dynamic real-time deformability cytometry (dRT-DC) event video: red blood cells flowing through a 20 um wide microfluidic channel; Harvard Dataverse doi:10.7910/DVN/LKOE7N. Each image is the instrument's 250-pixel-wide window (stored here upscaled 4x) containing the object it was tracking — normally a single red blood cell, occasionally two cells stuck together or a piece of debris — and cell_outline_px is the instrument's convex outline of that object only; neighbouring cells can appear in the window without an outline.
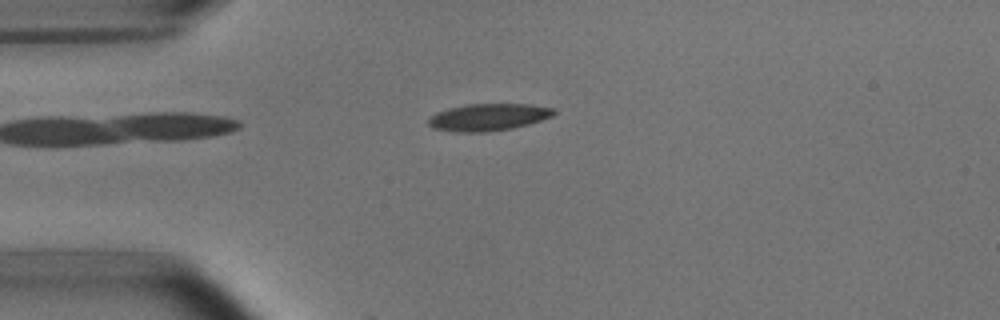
{"species": "common noctule bat (a hibernating species)", "species_latin": "Nyctalus noctula", "temperature_condition": "room temperature", "stored_images_in_passage": 6, "camera_frame_rate_fps": 3000, "um_per_image_px": 0.085, "animal": {"sex": "male", "body_mass_g": 15.6}, "frame": {"image": 1, "passage_image": 3, "time_ms": 2.333, "image_size_px": [1000, 320], "cell_outline_px": [[556, 112], [552, 116], [528, 124], [512, 128], [484, 132], [452, 132], [432, 128], [428, 124], [428, 120], [436, 112], [448, 108], [468, 104], [528, 104], [552, 108]], "centroid_in_image_um": [41.46, 9.96], "position_along_channel_um": 43.5, "area_um2": 19.71}}
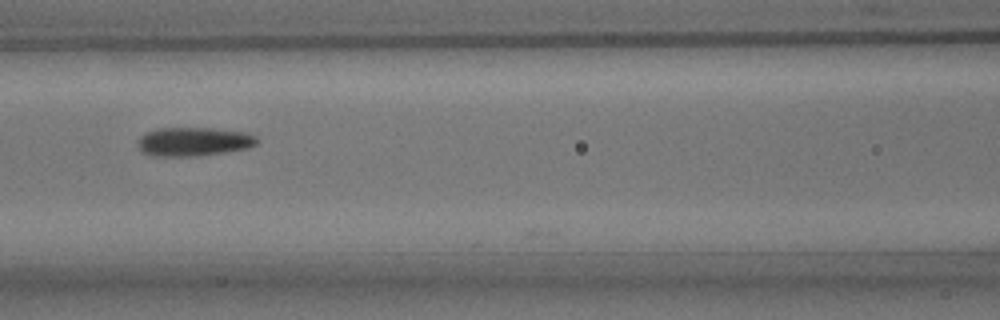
{"frame": {"image": 2, "passage_image": 6, "time_ms": 5.667, "image_size_px": [1000, 320], "cell_outline_px": [[260, 140], [256, 144], [248, 148], [224, 152], [196, 156], [148, 156], [140, 152], [136, 140], [140, 136], [156, 128], [212, 128], [244, 132], [256, 136]], "centroid_in_image_um": [16.41, 12.04], "position_along_channel_um": 150.2, "area_um2": 20.23}}